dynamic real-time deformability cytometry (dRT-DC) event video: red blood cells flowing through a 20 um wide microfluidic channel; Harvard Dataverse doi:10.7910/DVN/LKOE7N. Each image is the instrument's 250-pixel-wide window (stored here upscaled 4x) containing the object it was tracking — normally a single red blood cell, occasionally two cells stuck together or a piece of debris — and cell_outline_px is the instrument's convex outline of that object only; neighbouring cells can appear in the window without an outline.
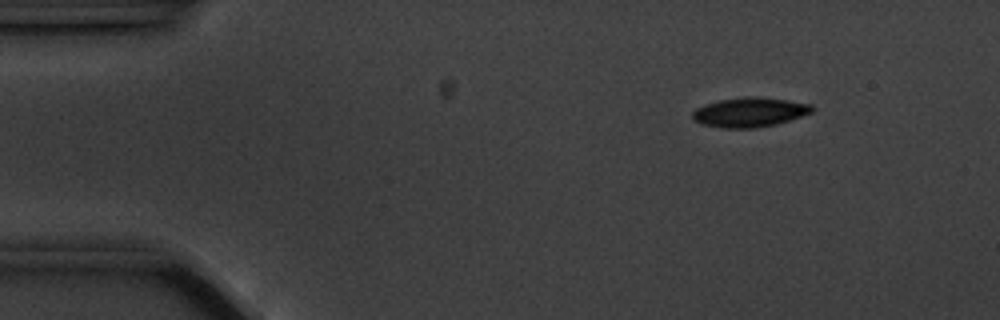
{"species": "common noctule bat (a hibernating species)", "species_latin": "Nyctalus noctula", "temperature_condition": "cold", "stored_images_in_passage": 56, "camera_frame_rate_fps": 3000, "um_per_image_px": 0.085, "animal": {"sex": "male", "body_mass_g": 20.1, "forearm_length_mm": 53.5}, "frame": {"image": 1, "passage_image": 7, "time_ms": 2.0, "image_size_px": [1000, 320], "cell_outline_px": [[816, 108], [812, 112], [776, 124], [756, 128], [720, 128], [700, 124], [692, 116], [692, 112], [696, 108], [704, 104], [720, 100], [744, 96], [752, 96], [784, 100], [812, 104]], "centroid_in_image_um": [63.69, 9.54], "position_along_channel_um": 21.3, "area_um2": 20.52}}
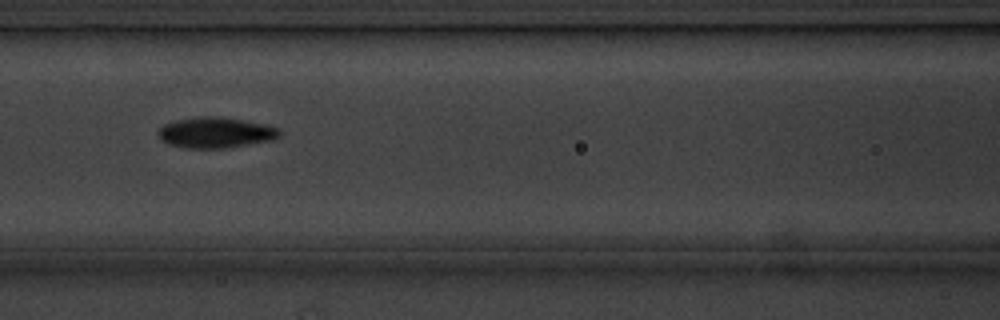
{"frame": {"image": 2, "passage_image": 24, "time_ms": 7.667, "image_size_px": [1000, 320], "cell_outline_px": [[280, 136], [272, 140], [228, 148], [184, 148], [168, 144], [160, 140], [156, 132], [164, 124], [176, 120], [200, 116], [224, 116], [264, 124], [280, 128]], "centroid_in_image_um": [18.31, 11.27], "position_along_channel_um": 148.3, "area_um2": 22.02}}
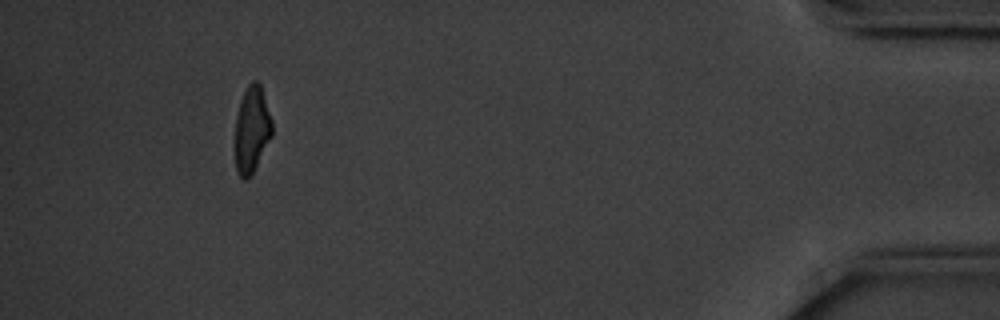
{"frame": {"image": 3, "passage_image": 52, "time_ms": 17.0, "image_size_px": [1000, 320], "cell_outline_px": [[272, 136], [252, 176], [244, 180], [236, 172], [236, 116], [240, 100], [248, 84], [252, 80], [256, 80], [260, 84], [272, 120]], "centroid_in_image_um": [21.41, 11.03], "position_along_channel_um": 413.8, "area_um2": 18.67}}